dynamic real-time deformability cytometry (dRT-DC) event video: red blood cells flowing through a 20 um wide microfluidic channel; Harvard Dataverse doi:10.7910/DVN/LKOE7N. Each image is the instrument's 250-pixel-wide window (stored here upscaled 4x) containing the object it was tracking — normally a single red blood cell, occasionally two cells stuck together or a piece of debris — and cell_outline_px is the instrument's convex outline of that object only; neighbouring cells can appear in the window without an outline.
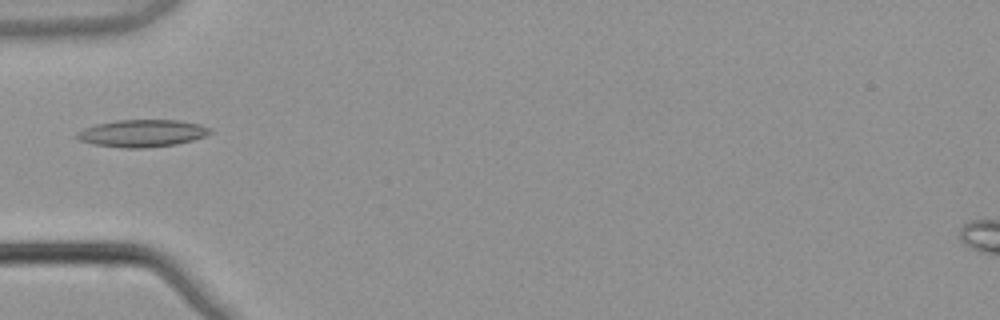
{"species": "common noctule bat (a hibernating species)", "species_latin": "Nyctalus noctula", "temperature_condition": "warm", "stored_images_in_passage": 5, "camera_frame_rate_fps": 3000, "um_per_image_px": 0.085, "animal": {"sex": "male", "body_mass_g": 21.5, "forearm_length_mm": 52.0}, "frame": {"image": 1, "passage_image": 4, "time_ms": 1.0, "image_size_px": [1000, 320], "cell_outline_px": [[212, 132], [204, 136], [192, 140], [176, 144], [148, 148], [124, 148], [92, 144], [80, 140], [76, 136], [76, 132], [84, 128], [96, 124], [116, 120], [176, 120], [200, 124], [208, 128]], "centroid_in_image_um": [12.05, 11.33], "position_along_channel_um": 72.9, "area_um2": 21.1}}
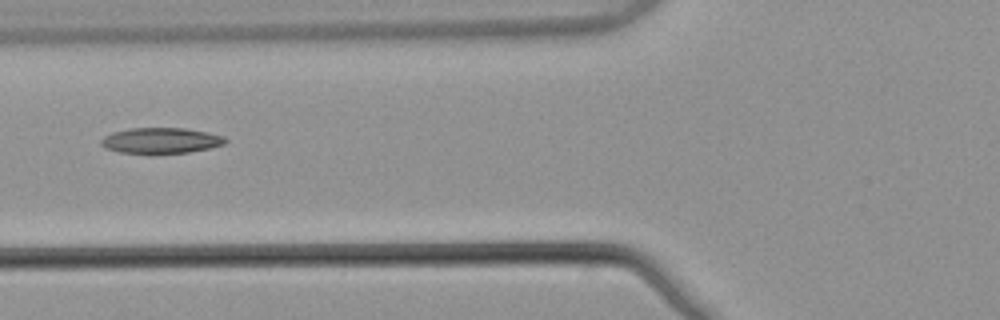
{"frame": {"image": 2, "passage_image": 5, "time_ms": 1.333, "image_size_px": [1000, 320], "cell_outline_px": [[228, 140], [224, 144], [208, 148], [188, 152], [120, 152], [104, 148], [100, 144], [100, 140], [104, 136], [112, 132], [128, 128], [184, 128], [208, 132], [224, 136]], "centroid_in_image_um": [13.66, 11.92], "position_along_channel_um": 112.1, "area_um2": 18.32}}